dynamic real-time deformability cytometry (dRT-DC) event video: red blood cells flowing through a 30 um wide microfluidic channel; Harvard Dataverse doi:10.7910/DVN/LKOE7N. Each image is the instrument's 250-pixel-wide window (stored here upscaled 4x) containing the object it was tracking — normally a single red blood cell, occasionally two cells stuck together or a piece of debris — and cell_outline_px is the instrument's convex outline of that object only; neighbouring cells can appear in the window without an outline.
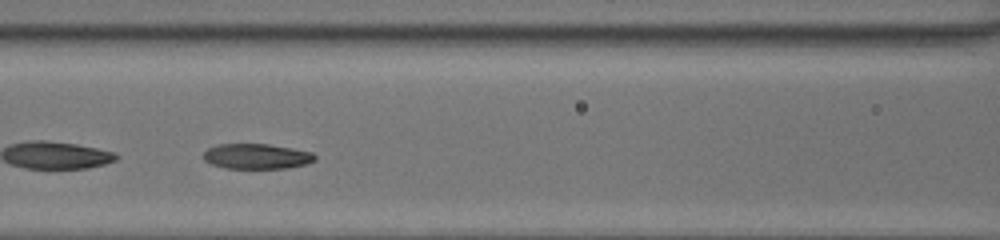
{"species": "common noctule bat (a hibernating species)", "species_latin": "Nyctalus noctula", "temperature_condition": "room temperature", "stored_images_in_passage": 32, "camera_frame_rate_fps": 3000, "um_per_image_px": 0.085, "animal": {"sex": "female", "body_mass_g": 20.0, "forearm_length_mm": 54.0}, "frame": {"image": 1, "passage_image": 12, "time_ms": 3.667, "image_size_px": [1000, 240], "cell_outline_px": [[316, 160], [304, 164], [288, 168], [224, 168], [212, 164], [204, 160], [200, 156], [208, 148], [216, 144], [268, 144], [292, 148], [312, 152], [316, 156]], "centroid_in_image_um": [21.78, 13.28], "position_along_channel_um": 144.8, "area_um2": 16.47}}
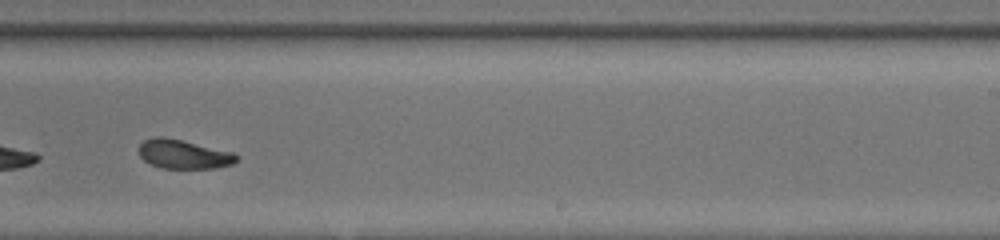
{"frame": {"image": 2, "passage_image": 21, "time_ms": 6.667, "image_size_px": [1000, 240], "cell_outline_px": [[240, 156], [232, 164], [216, 168], [164, 168], [152, 164], [144, 160], [140, 156], [140, 144], [144, 140], [152, 136], [164, 136], [232, 152]], "centroid_in_image_um": [15.6, 13.1], "position_along_channel_um": 273.4, "area_um2": 16.36}}
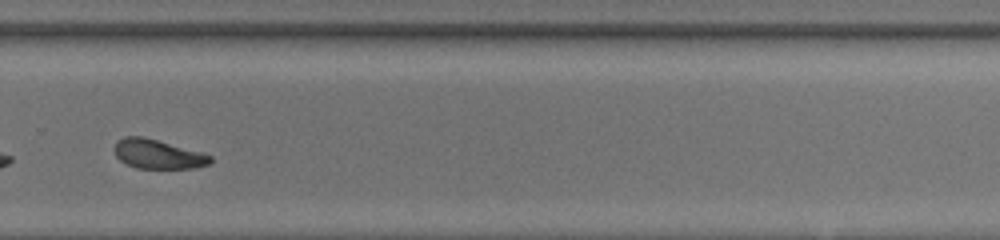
{"frame": {"image": 3, "passage_image": 24, "time_ms": 7.667, "image_size_px": [1000, 240], "cell_outline_px": [[212, 160], [208, 164], [192, 168], [136, 168], [120, 160], [116, 156], [112, 148], [116, 140], [124, 136], [144, 136], [200, 152], [212, 156]], "centroid_in_image_um": [13.35, 13.08], "position_along_channel_um": 316.5, "area_um2": 16.36}, "authors_computed_cell_mechanics": {"area_um2": 16.9643, "velocity_mm_per_s": 4.2944, "shape_relaxation_time_tau1_ms": 3.7719, "shape_relaxation_time_tau2_ms": 6.6244, "deformation_change_tau1": 0.139, "deformation_change_tau2": 0.1235}}